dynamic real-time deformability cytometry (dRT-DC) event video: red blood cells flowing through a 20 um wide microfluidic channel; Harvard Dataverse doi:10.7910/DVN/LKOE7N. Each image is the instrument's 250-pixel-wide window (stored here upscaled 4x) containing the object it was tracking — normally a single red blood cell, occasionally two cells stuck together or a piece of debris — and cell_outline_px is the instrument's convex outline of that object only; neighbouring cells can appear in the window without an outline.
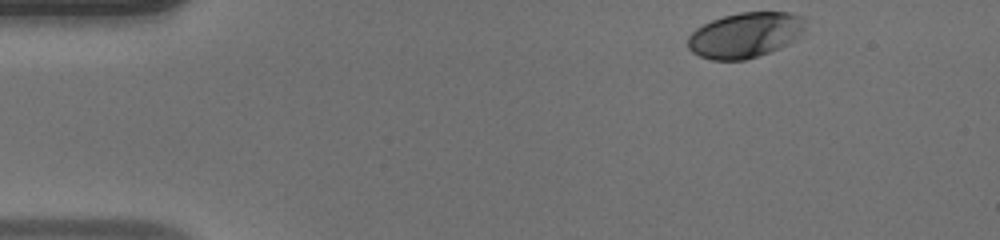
{"species": "human", "species_latin": "Homo sapiens", "temperature_condition": "warm", "stored_images_in_passage": 37, "camera_frame_rate_fps": 3000, "um_per_image_px": 0.085, "donor": {"sex": "male"}, "frame": {"image": 1, "passage_image": 1, "time_ms": 0.0, "image_size_px": [1000, 240], "cell_outline_px": [[804, 28], [796, 40], [780, 48], [744, 60], [712, 60], [700, 56], [692, 52], [688, 48], [688, 36], [696, 28], [712, 20], [724, 16], [740, 12], [792, 12], [804, 16]], "centroid_in_image_um": [63.35, 2.97], "position_along_channel_um": 21.7, "area_um2": 31.04}}
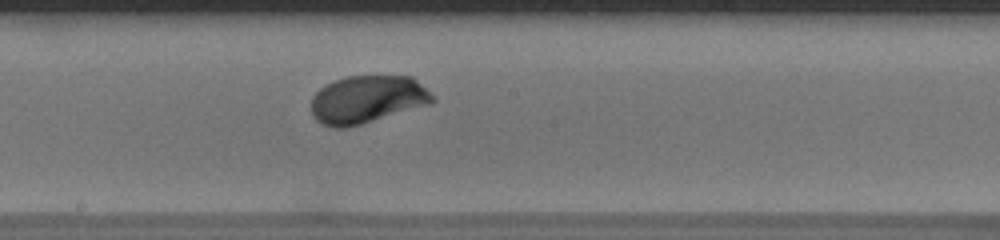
{"frame": {"image": 2, "passage_image": 22, "time_ms": 7.0, "image_size_px": [1000, 240], "cell_outline_px": [[436, 100], [432, 104], [360, 124], [344, 128], [332, 128], [320, 124], [312, 116], [312, 96], [320, 88], [336, 80], [348, 76], [412, 76]], "centroid_in_image_um": [31.19, 8.46], "position_along_channel_um": 217.0, "area_um2": 33.58}}
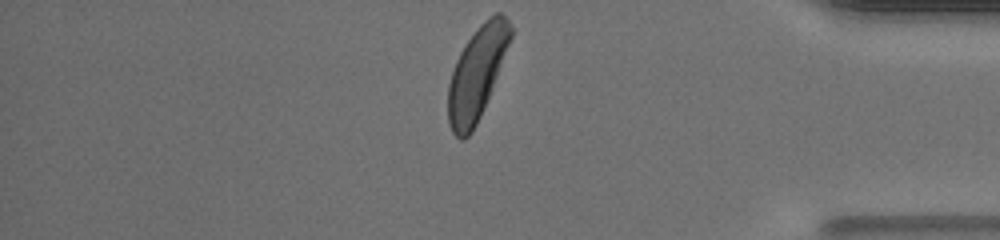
{"frame": {"image": 3, "passage_image": 37, "time_ms": 12.0, "image_size_px": [1000, 240], "cell_outline_px": [[512, 36], [480, 116], [472, 132], [464, 140], [460, 140], [452, 132], [448, 124], [448, 84], [456, 60], [464, 44], [476, 28], [484, 20], [496, 12], [500, 12], [508, 20], [512, 28]], "centroid_in_image_um": [40.5, 6.23], "position_along_channel_um": 394.7, "area_um2": 33.18}, "authors_computed_cell_mechanics": {"area_um2": 33.1194, "velocity_mm_per_s": 4.0936, "shape_relaxation_time_tau1_ms": 1.8259, "shape_relaxation_time_tau2_ms": null, "deformation_change_tau1": 0.1402, "deformation_change_tau2": null}}